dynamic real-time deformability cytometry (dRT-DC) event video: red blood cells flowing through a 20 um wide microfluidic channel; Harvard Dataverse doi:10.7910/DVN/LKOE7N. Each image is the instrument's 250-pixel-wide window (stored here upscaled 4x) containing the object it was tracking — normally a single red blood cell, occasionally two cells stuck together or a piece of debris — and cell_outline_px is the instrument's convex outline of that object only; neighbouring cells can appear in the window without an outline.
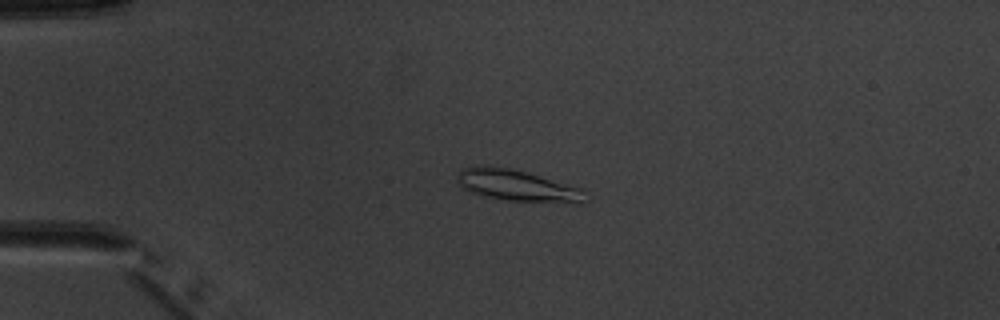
{"species": "common noctule bat (a hibernating species)", "species_latin": "Nyctalus noctula", "temperature_condition": "warm", "stored_images_in_passage": 7, "camera_frame_rate_fps": 3000, "um_per_image_px": 0.085, "animal": {"sex": "male", "body_mass_g": 20.1, "forearm_length_mm": 53.5}, "frame": {"image": 1, "passage_image": 2, "time_ms": 1.0, "image_size_px": [1000, 320], "cell_outline_px": [[588, 200], [580, 204], [508, 200], [484, 196], [468, 192], [460, 188], [456, 180], [460, 168], [480, 164], [484, 164], [512, 168], [528, 172], [580, 188]], "centroid_in_image_um": [43.89, 15.76], "position_along_channel_um": 41.1, "area_um2": 23.99}}
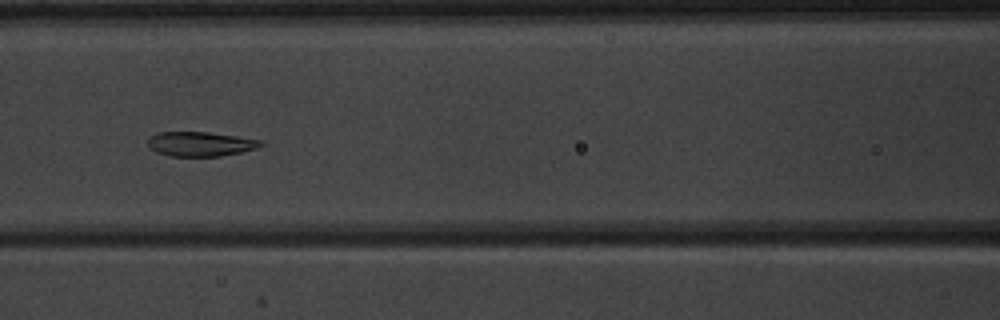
{"frame": {"image": 2, "passage_image": 5, "time_ms": 4.667, "image_size_px": [1000, 320], "cell_outline_px": [[264, 144], [256, 148], [240, 152], [220, 156], [168, 156], [156, 152], [148, 148], [148, 136], [156, 132], [208, 132], [264, 140]], "centroid_in_image_um": [16.99, 12.23], "position_along_channel_um": 149.6, "area_um2": 16.3}}
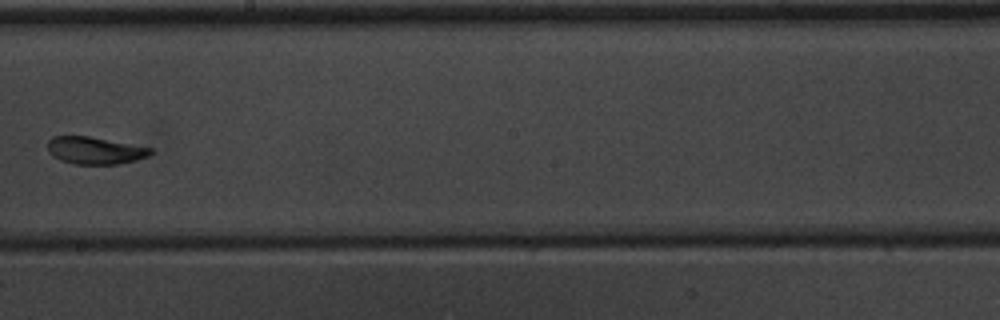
{"frame": {"image": 3, "passage_image": 7, "time_ms": 7.0, "image_size_px": [1000, 320], "cell_outline_px": [[152, 152], [148, 156], [136, 160], [120, 164], [72, 164], [60, 160], [52, 156], [48, 152], [48, 140], [52, 136], [88, 136], [152, 148]], "centroid_in_image_um": [8.03, 12.8], "position_along_channel_um": 240.2, "area_um2": 16.36}}